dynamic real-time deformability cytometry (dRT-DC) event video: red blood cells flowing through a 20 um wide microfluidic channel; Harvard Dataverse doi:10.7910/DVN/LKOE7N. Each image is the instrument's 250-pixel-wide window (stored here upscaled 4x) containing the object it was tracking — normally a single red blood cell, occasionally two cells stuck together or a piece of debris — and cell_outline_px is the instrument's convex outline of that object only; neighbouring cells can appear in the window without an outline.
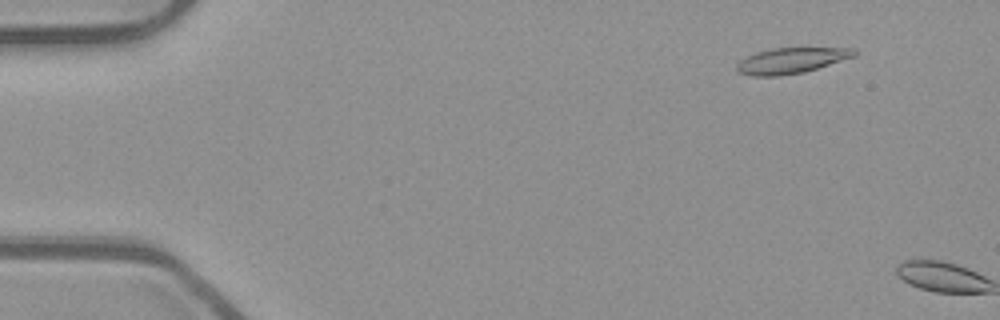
{"species": "common noctule bat (a hibernating species)", "species_latin": "Nyctalus noctula", "temperature_condition": "room temperature", "stored_images_in_passage": 7, "camera_frame_rate_fps": 3000, "um_per_image_px": 0.085, "animal": {"sex": "male", "body_mass_g": 23.1, "forearm_length_mm": 52.7}, "frame": {"image": 1, "passage_image": 6, "time_ms": 1.667, "image_size_px": [1000, 320], "cell_outline_px": [[856, 56], [804, 72], [780, 76], [752, 76], [740, 72], [736, 68], [736, 64], [740, 60], [756, 52], [772, 48], [852, 48], [856, 52]], "centroid_in_image_um": [67.24, 5.15], "position_along_channel_um": 17.8, "area_um2": 17.46}}